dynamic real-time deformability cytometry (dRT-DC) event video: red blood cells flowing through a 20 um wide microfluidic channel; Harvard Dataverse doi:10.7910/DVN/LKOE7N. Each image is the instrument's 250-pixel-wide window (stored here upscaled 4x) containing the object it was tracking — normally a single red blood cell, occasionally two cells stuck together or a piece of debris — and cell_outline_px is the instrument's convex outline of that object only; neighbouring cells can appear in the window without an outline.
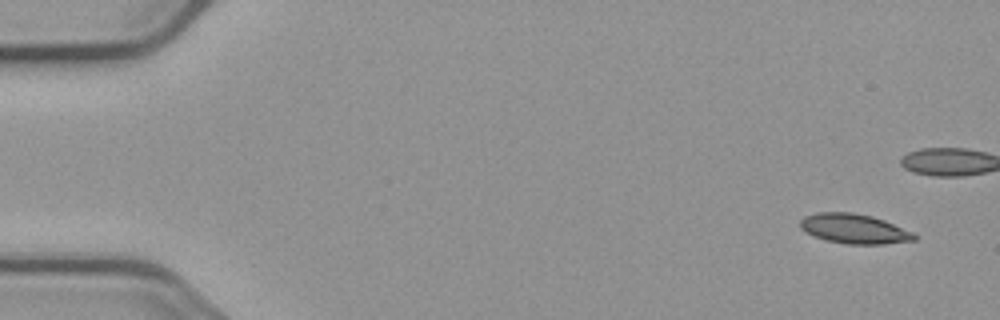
{"species": "common noctule bat (a hibernating species)", "species_latin": "Nyctalus noctula", "temperature_condition": "cold", "stored_images_in_passage": 6, "camera_frame_rate_fps": 3000, "um_per_image_px": 0.085, "animal": {"sex": "male", "body_mass_g": 23.1, "forearm_length_mm": 52.7}, "frame": {"image": 1, "passage_image": 1, "time_ms": 0.0, "image_size_px": [1000, 320], "cell_outline_px": [[920, 236], [916, 240], [884, 244], [848, 244], [824, 240], [812, 236], [804, 232], [800, 228], [800, 220], [804, 216], [816, 212], [852, 212], [872, 216], [884, 220], [912, 232]], "centroid_in_image_um": [72.58, 19.45], "position_along_channel_um": 12.4, "area_um2": 20.0}}
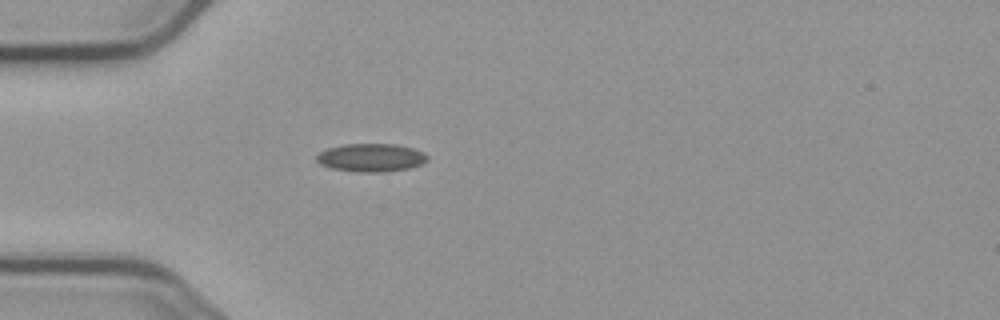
{"frame": {"image": 2, "passage_image": 6, "time_ms": 5.667, "image_size_px": [1000, 320], "cell_outline_px": [[428, 160], [420, 164], [408, 168], [384, 172], [356, 172], [332, 168], [320, 164], [316, 160], [316, 156], [320, 152], [328, 148], [344, 144], [396, 144], [412, 148], [424, 152], [428, 156]], "centroid_in_image_um": [31.54, 13.4], "position_along_channel_um": 53.5, "area_um2": 18.15}}